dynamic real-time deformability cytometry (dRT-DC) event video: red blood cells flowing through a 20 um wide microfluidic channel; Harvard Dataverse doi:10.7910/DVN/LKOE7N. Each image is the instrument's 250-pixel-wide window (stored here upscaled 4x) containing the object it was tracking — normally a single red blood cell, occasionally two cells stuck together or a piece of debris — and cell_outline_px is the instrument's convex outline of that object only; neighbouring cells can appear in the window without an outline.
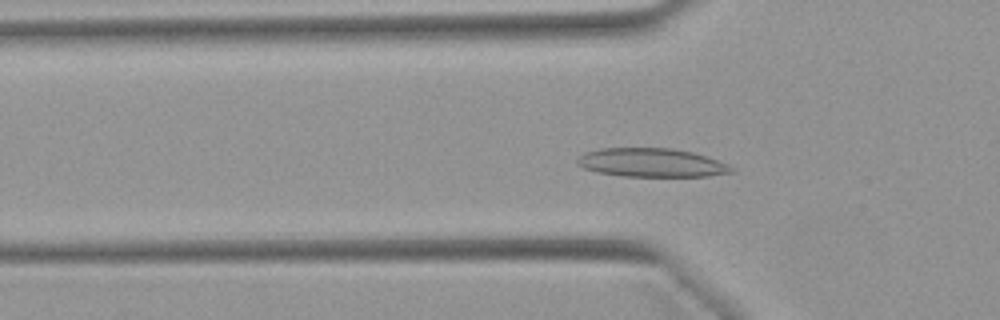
{"species": "Egyptian fruit bat (a non-hibernating species)", "species_latin": "Rousettus aegyptiacus", "temperature_condition": "warm", "stored_images_in_passage": 53, "segment_of_instrument_passage": [1, 2], "camera_frame_rate_fps": 3000, "um_per_image_px": 0.085, "animal": {"sex": "female"}, "frame": {"image": 1, "passage_image": 17, "time_ms": 5.333, "image_size_px": [1000, 320], "cell_outline_px": [[736, 168], [732, 172], [708, 176], [624, 176], [596, 172], [584, 168], [576, 164], [576, 160], [584, 152], [600, 148], [672, 148], [692, 152], [728, 164]], "centroid_in_image_um": [55.35, 13.82], "position_along_channel_um": 70.5, "area_um2": 25.72}}
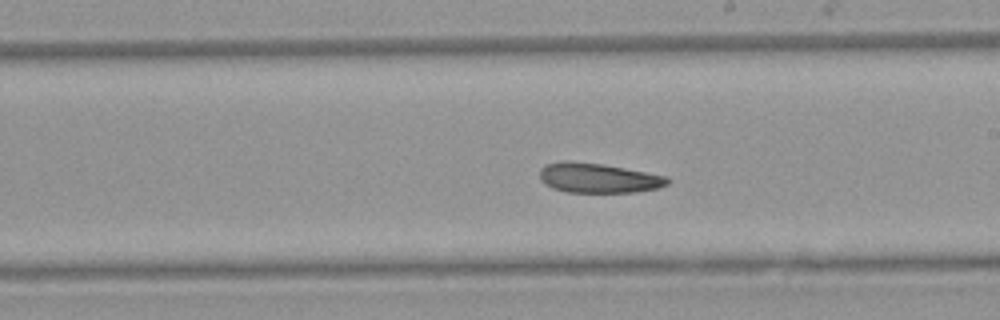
{"frame": {"image": 2, "passage_image": 30, "time_ms": 9.667, "image_size_px": [1000, 320], "cell_outline_px": [[672, 180], [668, 184], [660, 188], [636, 192], [564, 192], [552, 188], [544, 184], [540, 180], [540, 168], [544, 164], [564, 160], [572, 160], [604, 164], [668, 176]], "centroid_in_image_um": [50.85, 15.12], "position_along_channel_um": 238.2, "area_um2": 22.66}}
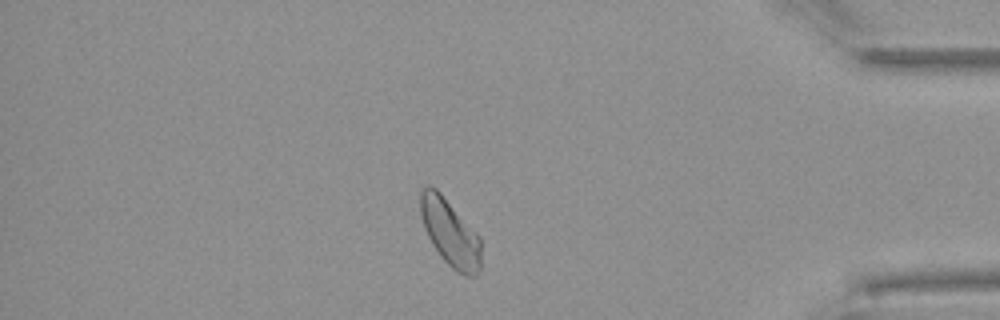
{"frame": {"image": 3, "passage_image": 45, "time_ms": 14.667, "image_size_px": [1000, 320], "cell_outline_px": [[480, 268], [476, 276], [464, 276], [456, 272], [440, 256], [432, 244], [424, 228], [420, 212], [420, 192], [428, 184], [436, 188], [440, 192], [480, 236]], "centroid_in_image_um": [38.25, 19.79], "position_along_channel_um": 396.9, "area_um2": 23.64}}